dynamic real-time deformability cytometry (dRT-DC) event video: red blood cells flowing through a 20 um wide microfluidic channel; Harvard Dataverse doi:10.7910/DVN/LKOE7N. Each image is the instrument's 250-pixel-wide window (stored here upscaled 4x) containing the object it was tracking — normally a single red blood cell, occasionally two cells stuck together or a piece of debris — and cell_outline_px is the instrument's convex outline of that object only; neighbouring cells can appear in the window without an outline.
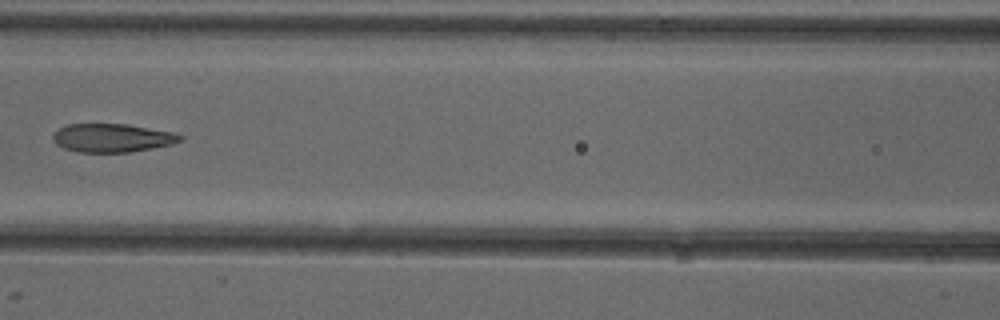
{"species": "common noctule bat (a hibernating species)", "species_latin": "Nyctalus noctula", "temperature_condition": "cold", "stored_images_in_passage": 8, "camera_frame_rate_fps": 3000, "um_per_image_px": 0.085, "animal": {"sex": "female"}, "frame": {"image": 1, "passage_image": 7, "time_ms": 7.0, "image_size_px": [1000, 320], "cell_outline_px": [[184, 136], [180, 140], [172, 144], [152, 148], [128, 152], [76, 152], [64, 148], [56, 144], [52, 140], [52, 136], [60, 128], [68, 124], [128, 124], [172, 132]], "centroid_in_image_um": [9.51, 11.72], "position_along_channel_um": 157.1, "area_um2": 20.98}}
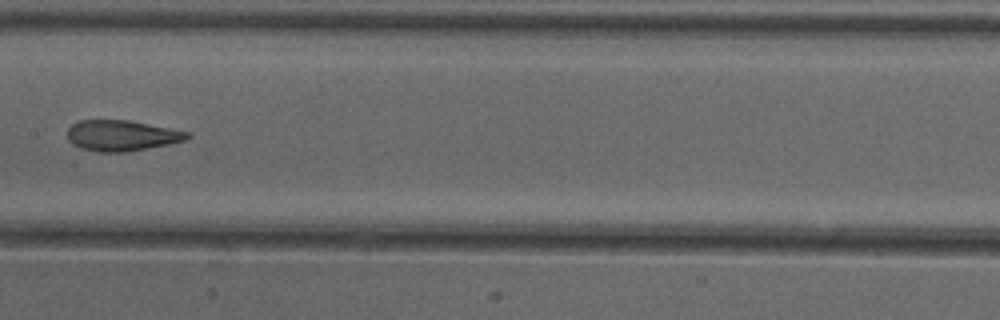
{"frame": {"image": 2, "passage_image": 8, "time_ms": 8.0, "image_size_px": [1000, 320], "cell_outline_px": [[192, 136], [188, 140], [168, 144], [124, 152], [100, 152], [80, 148], [72, 144], [68, 140], [68, 128], [72, 124], [80, 120], [128, 120], [188, 132]], "centroid_in_image_um": [10.33, 11.52], "position_along_channel_um": 197.1, "area_um2": 21.33}}